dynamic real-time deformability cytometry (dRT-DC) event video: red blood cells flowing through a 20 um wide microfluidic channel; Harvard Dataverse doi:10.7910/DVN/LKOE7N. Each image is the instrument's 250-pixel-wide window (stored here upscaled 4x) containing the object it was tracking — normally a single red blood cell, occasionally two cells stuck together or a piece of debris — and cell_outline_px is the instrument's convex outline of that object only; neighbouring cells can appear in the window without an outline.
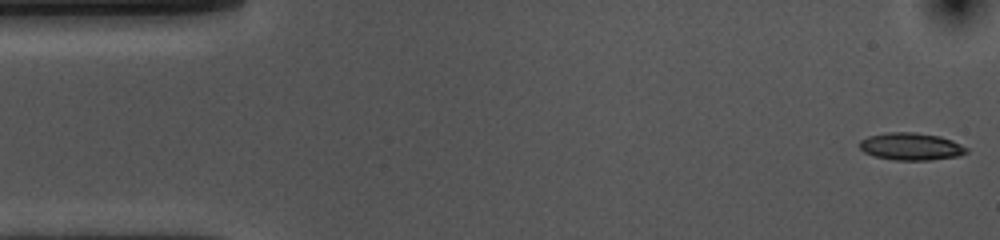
{"species": "common noctule bat (a hibernating species)", "species_latin": "Nyctalus noctula", "temperature_condition": "cold", "stored_images_in_passage": 54, "camera_frame_rate_fps": 3000, "um_per_image_px": 0.085, "animal": {"sex": "female", "body_mass_g": 10.0, "forearm_length_mm": 53.1}, "frame": {"image": 1, "passage_image": 1, "time_ms": 0.0, "image_size_px": [1000, 240], "cell_outline_px": [[968, 152], [960, 156], [928, 160], [896, 160], [876, 156], [864, 152], [860, 148], [860, 140], [868, 136], [884, 132], [916, 132], [940, 136], [952, 140], [968, 148]], "centroid_in_image_um": [77.45, 12.44], "position_along_channel_um": 7.5, "area_um2": 17.11}}
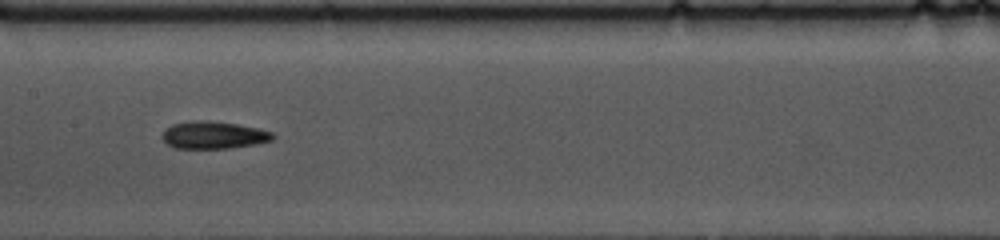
{"frame": {"image": 2, "passage_image": 25, "time_ms": 8.0, "image_size_px": [1000, 240], "cell_outline_px": [[276, 136], [272, 140], [256, 144], [228, 148], [176, 148], [168, 144], [164, 140], [164, 132], [172, 124], [192, 120], [200, 120], [236, 124], [256, 128], [272, 132]], "centroid_in_image_um": [18.18, 11.48], "position_along_channel_um": 189.2, "area_um2": 17.28}}
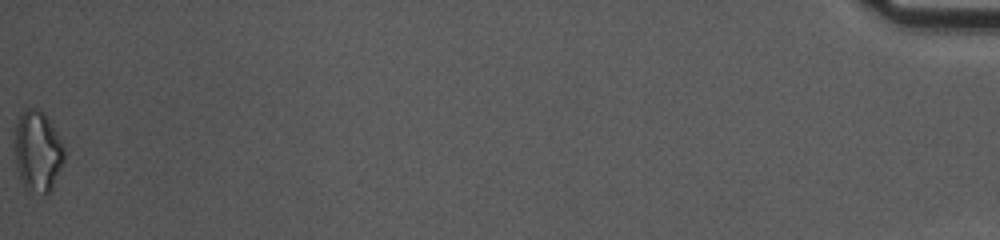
{"frame": {"image": 3, "passage_image": 54, "time_ms": 17.667, "image_size_px": [1000, 240], "cell_outline_px": [[64, 160], [52, 188], [44, 196], [28, 192], [24, 188], [16, 164], [16, 124], [20, 112], [24, 108], [36, 108], [44, 112], [52, 124], [64, 148]], "centroid_in_image_um": [3.2, 12.87], "position_along_channel_um": 432.0, "area_um2": 23.35}, "authors_computed_cell_mechanics": {"area_um2": 17.2533, "velocity_mm_per_s": 3.6306, "shape_relaxation_time_tau1_ms": 5.5019, "shape_relaxation_time_tau2_ms": 4.6705, "deformation_change_tau1": 0.1425, "deformation_change_tau2": 0.1246}}